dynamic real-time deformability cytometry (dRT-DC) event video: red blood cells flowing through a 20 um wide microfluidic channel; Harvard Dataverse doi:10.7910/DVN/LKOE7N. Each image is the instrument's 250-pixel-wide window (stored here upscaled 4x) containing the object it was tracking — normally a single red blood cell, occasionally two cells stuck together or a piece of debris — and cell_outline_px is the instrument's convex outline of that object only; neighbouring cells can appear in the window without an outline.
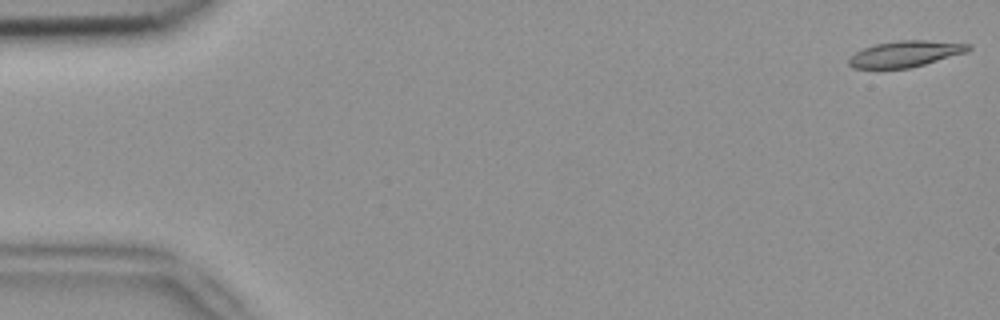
{"species": "common noctule bat (a hibernating species)", "species_latin": "Nyctalus noctula", "temperature_condition": "room temperature", "stored_images_in_passage": 6, "camera_frame_rate_fps": 3000, "um_per_image_px": 0.085, "animal": {"sex": "female", "body_mass_g": 18.4}, "frame": {"image": 1, "passage_image": 1, "time_ms": 0.0, "image_size_px": [1000, 320], "cell_outline_px": [[972, 48], [968, 52], [924, 64], [908, 68], [852, 68], [848, 64], [848, 60], [856, 52], [864, 48], [876, 44], [900, 40], [924, 40], [972, 44]], "centroid_in_image_um": [76.99, 4.57], "position_along_channel_um": 8.0, "area_um2": 18.03}}